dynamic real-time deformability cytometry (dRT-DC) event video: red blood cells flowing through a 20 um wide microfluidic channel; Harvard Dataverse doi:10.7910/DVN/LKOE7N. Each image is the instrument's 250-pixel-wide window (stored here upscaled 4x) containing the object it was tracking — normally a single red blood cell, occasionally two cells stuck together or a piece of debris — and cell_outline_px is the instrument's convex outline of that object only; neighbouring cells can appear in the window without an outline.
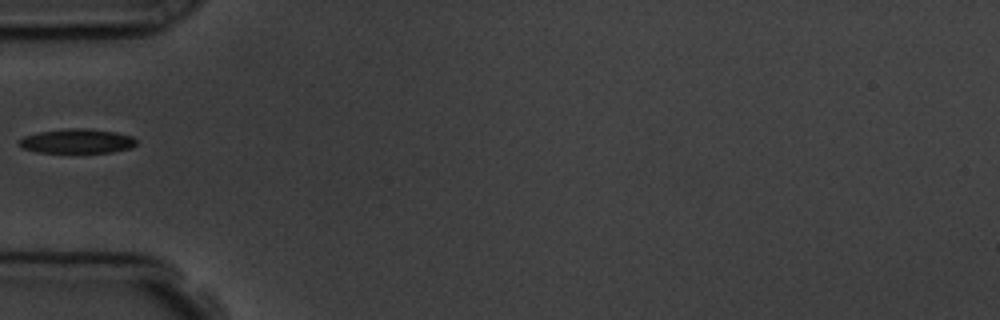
{"species": "common noctule bat (a hibernating species)", "species_latin": "Nyctalus noctula", "temperature_condition": "room temperature", "stored_images_in_passage": 6, "camera_frame_rate_fps": 3000, "um_per_image_px": 0.085, "animal": {"sex": "male", "body_mass_g": 19.5, "forearm_length_mm": 54.6}, "frame": {"image": 1, "passage_image": 5, "time_ms": 4.667, "image_size_px": [1000, 320], "cell_outline_px": [[136, 144], [132, 148], [112, 152], [36, 152], [20, 148], [16, 144], [16, 140], [24, 136], [40, 132], [68, 128], [88, 128], [116, 132], [132, 136], [136, 140]], "centroid_in_image_um": [6.5, 11.99], "position_along_channel_um": 78.5, "area_um2": 16.88}}
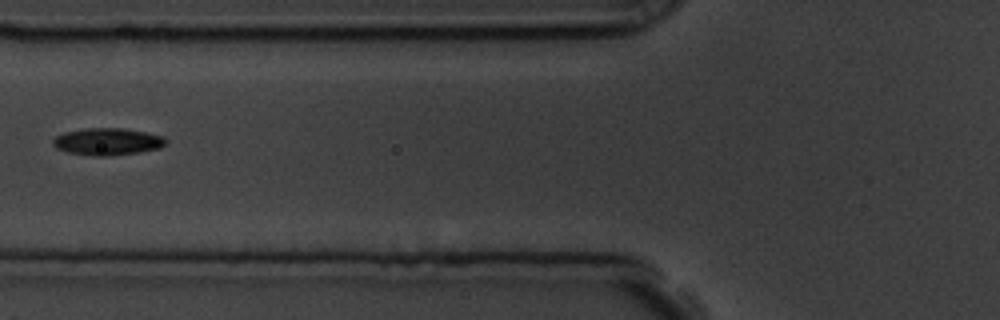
{"frame": {"image": 2, "passage_image": 6, "time_ms": 5.667, "image_size_px": [1000, 320], "cell_outline_px": [[168, 140], [160, 148], [140, 152], [108, 156], [92, 156], [68, 152], [56, 148], [52, 144], [52, 140], [56, 136], [64, 132], [88, 128], [124, 128], [148, 132], [164, 136]], "centroid_in_image_um": [9.15, 12.03], "position_along_channel_um": 116.6, "area_um2": 17.98}}